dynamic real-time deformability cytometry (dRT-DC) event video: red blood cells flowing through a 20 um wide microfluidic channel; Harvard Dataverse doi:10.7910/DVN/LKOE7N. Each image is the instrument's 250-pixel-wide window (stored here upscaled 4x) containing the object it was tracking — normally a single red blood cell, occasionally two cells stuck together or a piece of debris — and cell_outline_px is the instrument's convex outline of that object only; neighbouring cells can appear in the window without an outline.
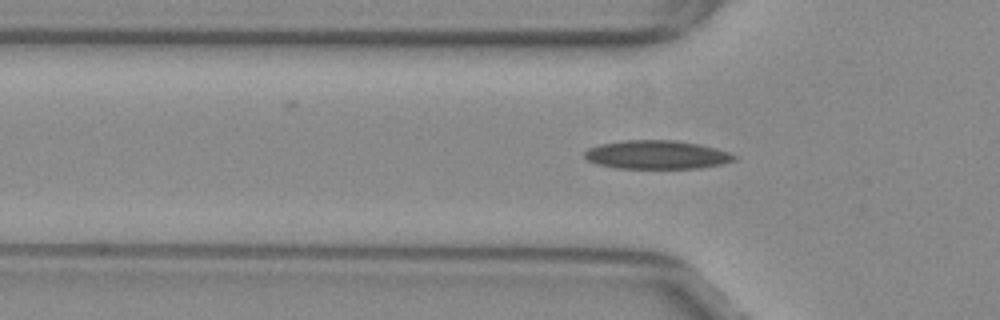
{"species": "common noctule bat (a hibernating species)", "species_latin": "Nyctalus noctula", "temperature_condition": "warm", "stored_images_in_passage": 50, "camera_frame_rate_fps": 3000, "um_per_image_px": 0.085, "animal": {"sex": "female", "body_mass_g": 29.2, "forearm_length_mm": 56.3}, "frame": {"image": 1, "passage_image": 13, "time_ms": 4.0, "image_size_px": [1000, 320], "cell_outline_px": [[736, 160], [720, 164], [700, 168], [616, 168], [596, 164], [588, 160], [584, 156], [584, 152], [588, 148], [600, 144], [624, 140], [672, 140], [696, 144], [716, 148], [728, 152], [736, 156]], "centroid_in_image_um": [55.79, 13.15], "position_along_channel_um": 70.0, "area_um2": 24.8}}
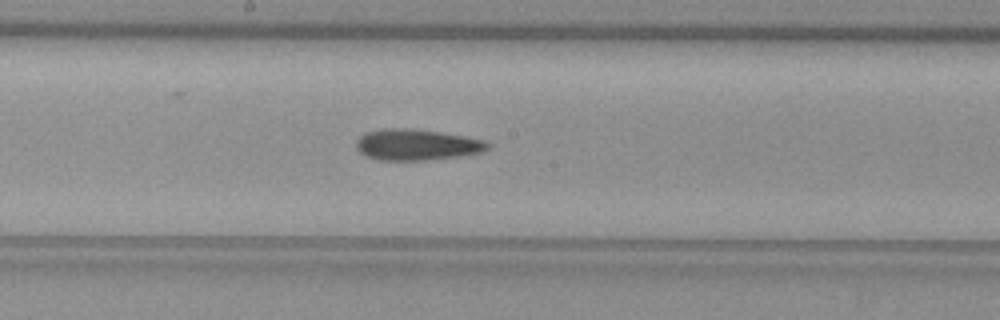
{"frame": {"image": 2, "passage_image": 24, "time_ms": 7.667, "image_size_px": [1000, 320], "cell_outline_px": [[492, 144], [488, 148], [480, 152], [460, 156], [424, 160], [380, 160], [364, 156], [356, 148], [356, 140], [364, 132], [384, 128], [408, 128], [440, 132], [464, 136], [484, 140]], "centroid_in_image_um": [35.38, 12.29], "position_along_channel_um": 212.8, "area_um2": 23.87}}
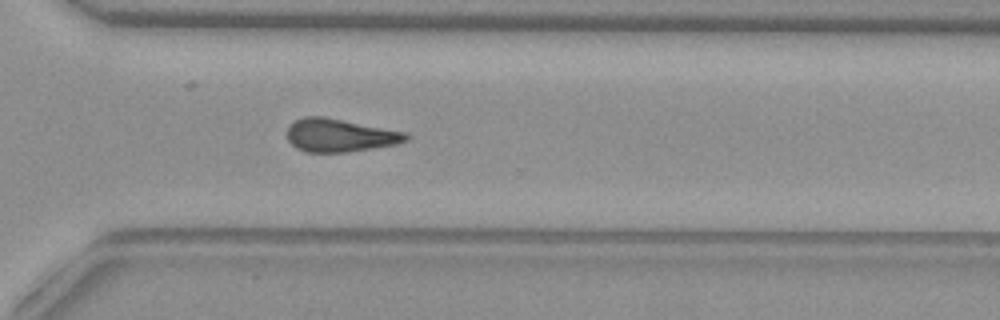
{"frame": {"image": 3, "passage_image": 34, "time_ms": 11.0, "image_size_px": [1000, 320], "cell_outline_px": [[412, 136], [408, 140], [396, 144], [372, 148], [344, 152], [308, 152], [296, 148], [288, 140], [288, 124], [304, 116], [320, 116], [408, 132]], "centroid_in_image_um": [28.91, 11.5], "position_along_channel_um": 341.7, "area_um2": 22.83}}